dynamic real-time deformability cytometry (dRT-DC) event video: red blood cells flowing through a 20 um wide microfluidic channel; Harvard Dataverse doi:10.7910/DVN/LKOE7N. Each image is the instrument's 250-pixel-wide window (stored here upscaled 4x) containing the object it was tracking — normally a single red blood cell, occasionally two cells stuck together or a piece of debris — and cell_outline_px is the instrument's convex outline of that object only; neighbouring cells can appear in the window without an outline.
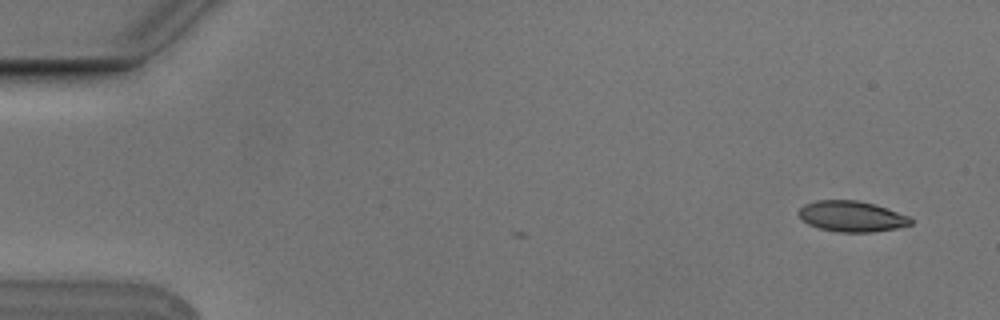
{"species": "Egyptian fruit bat (a non-hibernating species)", "species_latin": "Rousettus aegyptiacus", "temperature_condition": "cold", "stored_images_in_passage": 6, "camera_frame_rate_fps": 3000, "um_per_image_px": 0.085, "animal": {"sex": "male"}, "frame": {"image": 1, "passage_image": 1, "time_ms": 0.0, "image_size_px": [1000, 320], "cell_outline_px": [[912, 224], [896, 228], [872, 232], [836, 232], [820, 228], [808, 224], [796, 212], [804, 204], [816, 200], [856, 200], [872, 204], [908, 216], [912, 220]], "centroid_in_image_um": [72.35, 18.39], "position_along_channel_um": 12.7, "area_um2": 19.83}}